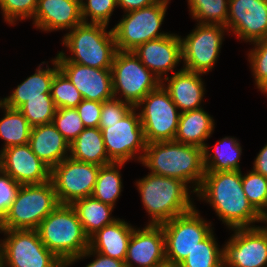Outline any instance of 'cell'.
<instances>
[{
  "mask_svg": "<svg viewBox=\"0 0 267 267\" xmlns=\"http://www.w3.org/2000/svg\"><path fill=\"white\" fill-rule=\"evenodd\" d=\"M196 197L213 207L229 230L256 227L262 216L252 207L242 187V171L205 172Z\"/></svg>",
  "mask_w": 267,
  "mask_h": 267,
  "instance_id": "1",
  "label": "cell"
},
{
  "mask_svg": "<svg viewBox=\"0 0 267 267\" xmlns=\"http://www.w3.org/2000/svg\"><path fill=\"white\" fill-rule=\"evenodd\" d=\"M150 173L176 178L193 188L196 193L204 178L203 148L176 141H161L146 144L140 161Z\"/></svg>",
  "mask_w": 267,
  "mask_h": 267,
  "instance_id": "2",
  "label": "cell"
},
{
  "mask_svg": "<svg viewBox=\"0 0 267 267\" xmlns=\"http://www.w3.org/2000/svg\"><path fill=\"white\" fill-rule=\"evenodd\" d=\"M135 184L151 218L147 224L161 225L195 208L189 195L192 187L181 180L149 173Z\"/></svg>",
  "mask_w": 267,
  "mask_h": 267,
  "instance_id": "3",
  "label": "cell"
},
{
  "mask_svg": "<svg viewBox=\"0 0 267 267\" xmlns=\"http://www.w3.org/2000/svg\"><path fill=\"white\" fill-rule=\"evenodd\" d=\"M107 25L82 23L63 36V46L71 56L59 51L57 61H70L97 69H111L117 47L112 29Z\"/></svg>",
  "mask_w": 267,
  "mask_h": 267,
  "instance_id": "4",
  "label": "cell"
},
{
  "mask_svg": "<svg viewBox=\"0 0 267 267\" xmlns=\"http://www.w3.org/2000/svg\"><path fill=\"white\" fill-rule=\"evenodd\" d=\"M36 230L47 249L64 263L89 248V237L69 204H59Z\"/></svg>",
  "mask_w": 267,
  "mask_h": 267,
  "instance_id": "5",
  "label": "cell"
},
{
  "mask_svg": "<svg viewBox=\"0 0 267 267\" xmlns=\"http://www.w3.org/2000/svg\"><path fill=\"white\" fill-rule=\"evenodd\" d=\"M59 204L51 180L21 185L8 212L0 220V230H36Z\"/></svg>",
  "mask_w": 267,
  "mask_h": 267,
  "instance_id": "6",
  "label": "cell"
},
{
  "mask_svg": "<svg viewBox=\"0 0 267 267\" xmlns=\"http://www.w3.org/2000/svg\"><path fill=\"white\" fill-rule=\"evenodd\" d=\"M169 0H159L148 7L124 13L113 28L118 51H133L145 42L162 38L170 32H160Z\"/></svg>",
  "mask_w": 267,
  "mask_h": 267,
  "instance_id": "7",
  "label": "cell"
},
{
  "mask_svg": "<svg viewBox=\"0 0 267 267\" xmlns=\"http://www.w3.org/2000/svg\"><path fill=\"white\" fill-rule=\"evenodd\" d=\"M135 108L137 111L141 108L138 114L147 144L174 141L181 112L162 84L150 91Z\"/></svg>",
  "mask_w": 267,
  "mask_h": 267,
  "instance_id": "8",
  "label": "cell"
},
{
  "mask_svg": "<svg viewBox=\"0 0 267 267\" xmlns=\"http://www.w3.org/2000/svg\"><path fill=\"white\" fill-rule=\"evenodd\" d=\"M111 75L114 97L127 102L132 107H135L150 91L155 90L161 84L160 80L140 62L133 51L116 52Z\"/></svg>",
  "mask_w": 267,
  "mask_h": 267,
  "instance_id": "9",
  "label": "cell"
},
{
  "mask_svg": "<svg viewBox=\"0 0 267 267\" xmlns=\"http://www.w3.org/2000/svg\"><path fill=\"white\" fill-rule=\"evenodd\" d=\"M165 236L166 262L178 266L212 231V223L196 207L161 224Z\"/></svg>",
  "mask_w": 267,
  "mask_h": 267,
  "instance_id": "10",
  "label": "cell"
},
{
  "mask_svg": "<svg viewBox=\"0 0 267 267\" xmlns=\"http://www.w3.org/2000/svg\"><path fill=\"white\" fill-rule=\"evenodd\" d=\"M3 267H65L40 240L37 230H0Z\"/></svg>",
  "mask_w": 267,
  "mask_h": 267,
  "instance_id": "11",
  "label": "cell"
},
{
  "mask_svg": "<svg viewBox=\"0 0 267 267\" xmlns=\"http://www.w3.org/2000/svg\"><path fill=\"white\" fill-rule=\"evenodd\" d=\"M225 26L199 24L185 38H181L183 68L187 71L207 74L219 58Z\"/></svg>",
  "mask_w": 267,
  "mask_h": 267,
  "instance_id": "12",
  "label": "cell"
},
{
  "mask_svg": "<svg viewBox=\"0 0 267 267\" xmlns=\"http://www.w3.org/2000/svg\"><path fill=\"white\" fill-rule=\"evenodd\" d=\"M100 129L102 130L106 152L113 162L126 163L133 158H137L139 162L141 161L147 143L135 107L120 122L107 124V128Z\"/></svg>",
  "mask_w": 267,
  "mask_h": 267,
  "instance_id": "13",
  "label": "cell"
},
{
  "mask_svg": "<svg viewBox=\"0 0 267 267\" xmlns=\"http://www.w3.org/2000/svg\"><path fill=\"white\" fill-rule=\"evenodd\" d=\"M100 166L65 158L51 169L57 199L60 204L92 196Z\"/></svg>",
  "mask_w": 267,
  "mask_h": 267,
  "instance_id": "14",
  "label": "cell"
},
{
  "mask_svg": "<svg viewBox=\"0 0 267 267\" xmlns=\"http://www.w3.org/2000/svg\"><path fill=\"white\" fill-rule=\"evenodd\" d=\"M224 244L223 267H267V233L261 226L232 229Z\"/></svg>",
  "mask_w": 267,
  "mask_h": 267,
  "instance_id": "15",
  "label": "cell"
},
{
  "mask_svg": "<svg viewBox=\"0 0 267 267\" xmlns=\"http://www.w3.org/2000/svg\"><path fill=\"white\" fill-rule=\"evenodd\" d=\"M226 28L245 42L267 37V0H229Z\"/></svg>",
  "mask_w": 267,
  "mask_h": 267,
  "instance_id": "16",
  "label": "cell"
},
{
  "mask_svg": "<svg viewBox=\"0 0 267 267\" xmlns=\"http://www.w3.org/2000/svg\"><path fill=\"white\" fill-rule=\"evenodd\" d=\"M126 267H163L166 262L165 236L161 225L134 227L125 258Z\"/></svg>",
  "mask_w": 267,
  "mask_h": 267,
  "instance_id": "17",
  "label": "cell"
},
{
  "mask_svg": "<svg viewBox=\"0 0 267 267\" xmlns=\"http://www.w3.org/2000/svg\"><path fill=\"white\" fill-rule=\"evenodd\" d=\"M2 171L20 185L43 184L51 180V168L33 153L29 144L2 150Z\"/></svg>",
  "mask_w": 267,
  "mask_h": 267,
  "instance_id": "18",
  "label": "cell"
},
{
  "mask_svg": "<svg viewBox=\"0 0 267 267\" xmlns=\"http://www.w3.org/2000/svg\"><path fill=\"white\" fill-rule=\"evenodd\" d=\"M133 52L160 82L168 77L169 71L176 73L174 69L182 60L180 36L173 33L145 42Z\"/></svg>",
  "mask_w": 267,
  "mask_h": 267,
  "instance_id": "19",
  "label": "cell"
},
{
  "mask_svg": "<svg viewBox=\"0 0 267 267\" xmlns=\"http://www.w3.org/2000/svg\"><path fill=\"white\" fill-rule=\"evenodd\" d=\"M85 100L104 102L114 97L111 69H97L70 61H57Z\"/></svg>",
  "mask_w": 267,
  "mask_h": 267,
  "instance_id": "20",
  "label": "cell"
},
{
  "mask_svg": "<svg viewBox=\"0 0 267 267\" xmlns=\"http://www.w3.org/2000/svg\"><path fill=\"white\" fill-rule=\"evenodd\" d=\"M83 23L80 0H38L33 24L46 32L72 30Z\"/></svg>",
  "mask_w": 267,
  "mask_h": 267,
  "instance_id": "21",
  "label": "cell"
},
{
  "mask_svg": "<svg viewBox=\"0 0 267 267\" xmlns=\"http://www.w3.org/2000/svg\"><path fill=\"white\" fill-rule=\"evenodd\" d=\"M201 76L181 68L161 82L181 113L202 107L205 86Z\"/></svg>",
  "mask_w": 267,
  "mask_h": 267,
  "instance_id": "22",
  "label": "cell"
},
{
  "mask_svg": "<svg viewBox=\"0 0 267 267\" xmlns=\"http://www.w3.org/2000/svg\"><path fill=\"white\" fill-rule=\"evenodd\" d=\"M28 144L51 169L69 157L70 144L52 123L32 127Z\"/></svg>",
  "mask_w": 267,
  "mask_h": 267,
  "instance_id": "23",
  "label": "cell"
},
{
  "mask_svg": "<svg viewBox=\"0 0 267 267\" xmlns=\"http://www.w3.org/2000/svg\"><path fill=\"white\" fill-rule=\"evenodd\" d=\"M50 61L53 68L49 67L48 64L46 68L41 67L47 63L45 61L40 63L33 75L17 85L9 96L0 98V101L7 107L18 109L29 98H52L51 85L55 73L59 70V65L56 58Z\"/></svg>",
  "mask_w": 267,
  "mask_h": 267,
  "instance_id": "24",
  "label": "cell"
},
{
  "mask_svg": "<svg viewBox=\"0 0 267 267\" xmlns=\"http://www.w3.org/2000/svg\"><path fill=\"white\" fill-rule=\"evenodd\" d=\"M134 228L123 219L104 226L89 238V247L104 256L125 261Z\"/></svg>",
  "mask_w": 267,
  "mask_h": 267,
  "instance_id": "25",
  "label": "cell"
},
{
  "mask_svg": "<svg viewBox=\"0 0 267 267\" xmlns=\"http://www.w3.org/2000/svg\"><path fill=\"white\" fill-rule=\"evenodd\" d=\"M215 122L203 107L182 112L174 141L204 148L214 132Z\"/></svg>",
  "mask_w": 267,
  "mask_h": 267,
  "instance_id": "26",
  "label": "cell"
},
{
  "mask_svg": "<svg viewBox=\"0 0 267 267\" xmlns=\"http://www.w3.org/2000/svg\"><path fill=\"white\" fill-rule=\"evenodd\" d=\"M69 157L85 163L104 166L113 161L108 157L99 127L85 128L70 144Z\"/></svg>",
  "mask_w": 267,
  "mask_h": 267,
  "instance_id": "27",
  "label": "cell"
},
{
  "mask_svg": "<svg viewBox=\"0 0 267 267\" xmlns=\"http://www.w3.org/2000/svg\"><path fill=\"white\" fill-rule=\"evenodd\" d=\"M211 153L208 144L203 148L205 172L241 171L239 161L242 147L234 137H224L214 146Z\"/></svg>",
  "mask_w": 267,
  "mask_h": 267,
  "instance_id": "28",
  "label": "cell"
},
{
  "mask_svg": "<svg viewBox=\"0 0 267 267\" xmlns=\"http://www.w3.org/2000/svg\"><path fill=\"white\" fill-rule=\"evenodd\" d=\"M71 206L76 211L83 230L89 238L104 226L118 219L111 216L114 207L92 196L78 199Z\"/></svg>",
  "mask_w": 267,
  "mask_h": 267,
  "instance_id": "29",
  "label": "cell"
},
{
  "mask_svg": "<svg viewBox=\"0 0 267 267\" xmlns=\"http://www.w3.org/2000/svg\"><path fill=\"white\" fill-rule=\"evenodd\" d=\"M4 116L0 119V138L4 140L1 148L5 150L12 146L29 143L32 126L18 109L7 107L0 101Z\"/></svg>",
  "mask_w": 267,
  "mask_h": 267,
  "instance_id": "30",
  "label": "cell"
},
{
  "mask_svg": "<svg viewBox=\"0 0 267 267\" xmlns=\"http://www.w3.org/2000/svg\"><path fill=\"white\" fill-rule=\"evenodd\" d=\"M124 164V162H112L110 164L100 166L96 184L92 193L93 198L115 207L114 205L121 195L123 186L119 170Z\"/></svg>",
  "mask_w": 267,
  "mask_h": 267,
  "instance_id": "31",
  "label": "cell"
},
{
  "mask_svg": "<svg viewBox=\"0 0 267 267\" xmlns=\"http://www.w3.org/2000/svg\"><path fill=\"white\" fill-rule=\"evenodd\" d=\"M213 233L199 242L178 267H223V248H219Z\"/></svg>",
  "mask_w": 267,
  "mask_h": 267,
  "instance_id": "32",
  "label": "cell"
},
{
  "mask_svg": "<svg viewBox=\"0 0 267 267\" xmlns=\"http://www.w3.org/2000/svg\"><path fill=\"white\" fill-rule=\"evenodd\" d=\"M192 18L199 24L226 27L229 0H187Z\"/></svg>",
  "mask_w": 267,
  "mask_h": 267,
  "instance_id": "33",
  "label": "cell"
},
{
  "mask_svg": "<svg viewBox=\"0 0 267 267\" xmlns=\"http://www.w3.org/2000/svg\"><path fill=\"white\" fill-rule=\"evenodd\" d=\"M50 94L56 109L76 108L83 100L81 93L60 69L54 75Z\"/></svg>",
  "mask_w": 267,
  "mask_h": 267,
  "instance_id": "34",
  "label": "cell"
},
{
  "mask_svg": "<svg viewBox=\"0 0 267 267\" xmlns=\"http://www.w3.org/2000/svg\"><path fill=\"white\" fill-rule=\"evenodd\" d=\"M242 187L249 203L262 216L267 211V178L251 170L242 174Z\"/></svg>",
  "mask_w": 267,
  "mask_h": 267,
  "instance_id": "35",
  "label": "cell"
},
{
  "mask_svg": "<svg viewBox=\"0 0 267 267\" xmlns=\"http://www.w3.org/2000/svg\"><path fill=\"white\" fill-rule=\"evenodd\" d=\"M18 110L29 124L34 127L52 123L56 107L52 98H29Z\"/></svg>",
  "mask_w": 267,
  "mask_h": 267,
  "instance_id": "36",
  "label": "cell"
},
{
  "mask_svg": "<svg viewBox=\"0 0 267 267\" xmlns=\"http://www.w3.org/2000/svg\"><path fill=\"white\" fill-rule=\"evenodd\" d=\"M248 53V60L252 69L257 88L267 95V37L258 40Z\"/></svg>",
  "mask_w": 267,
  "mask_h": 267,
  "instance_id": "37",
  "label": "cell"
},
{
  "mask_svg": "<svg viewBox=\"0 0 267 267\" xmlns=\"http://www.w3.org/2000/svg\"><path fill=\"white\" fill-rule=\"evenodd\" d=\"M52 124L69 144L85 129L76 108L56 109Z\"/></svg>",
  "mask_w": 267,
  "mask_h": 267,
  "instance_id": "38",
  "label": "cell"
},
{
  "mask_svg": "<svg viewBox=\"0 0 267 267\" xmlns=\"http://www.w3.org/2000/svg\"><path fill=\"white\" fill-rule=\"evenodd\" d=\"M83 23L109 24L113 11L118 7L117 0H80ZM88 17L91 20L88 21Z\"/></svg>",
  "mask_w": 267,
  "mask_h": 267,
  "instance_id": "39",
  "label": "cell"
},
{
  "mask_svg": "<svg viewBox=\"0 0 267 267\" xmlns=\"http://www.w3.org/2000/svg\"><path fill=\"white\" fill-rule=\"evenodd\" d=\"M38 0H0V9L4 21L15 25L17 20L33 19Z\"/></svg>",
  "mask_w": 267,
  "mask_h": 267,
  "instance_id": "40",
  "label": "cell"
},
{
  "mask_svg": "<svg viewBox=\"0 0 267 267\" xmlns=\"http://www.w3.org/2000/svg\"><path fill=\"white\" fill-rule=\"evenodd\" d=\"M132 108L130 104L116 97L105 100L102 102L99 128H107V124L120 122Z\"/></svg>",
  "mask_w": 267,
  "mask_h": 267,
  "instance_id": "41",
  "label": "cell"
},
{
  "mask_svg": "<svg viewBox=\"0 0 267 267\" xmlns=\"http://www.w3.org/2000/svg\"><path fill=\"white\" fill-rule=\"evenodd\" d=\"M20 186L7 173L0 172V220L8 212Z\"/></svg>",
  "mask_w": 267,
  "mask_h": 267,
  "instance_id": "42",
  "label": "cell"
},
{
  "mask_svg": "<svg viewBox=\"0 0 267 267\" xmlns=\"http://www.w3.org/2000/svg\"><path fill=\"white\" fill-rule=\"evenodd\" d=\"M76 109L85 128L99 127L102 102L83 99Z\"/></svg>",
  "mask_w": 267,
  "mask_h": 267,
  "instance_id": "43",
  "label": "cell"
},
{
  "mask_svg": "<svg viewBox=\"0 0 267 267\" xmlns=\"http://www.w3.org/2000/svg\"><path fill=\"white\" fill-rule=\"evenodd\" d=\"M95 257L92 262L85 267H126L125 261L117 260L111 257L104 256L96 251H93L90 247L80 256L71 258L65 263V267L73 265L76 261L83 259L84 257Z\"/></svg>",
  "mask_w": 267,
  "mask_h": 267,
  "instance_id": "44",
  "label": "cell"
},
{
  "mask_svg": "<svg viewBox=\"0 0 267 267\" xmlns=\"http://www.w3.org/2000/svg\"><path fill=\"white\" fill-rule=\"evenodd\" d=\"M159 0H117L118 7L123 9L124 13L148 7Z\"/></svg>",
  "mask_w": 267,
  "mask_h": 267,
  "instance_id": "45",
  "label": "cell"
},
{
  "mask_svg": "<svg viewBox=\"0 0 267 267\" xmlns=\"http://www.w3.org/2000/svg\"><path fill=\"white\" fill-rule=\"evenodd\" d=\"M252 170L267 178V144L257 154Z\"/></svg>",
  "mask_w": 267,
  "mask_h": 267,
  "instance_id": "46",
  "label": "cell"
},
{
  "mask_svg": "<svg viewBox=\"0 0 267 267\" xmlns=\"http://www.w3.org/2000/svg\"><path fill=\"white\" fill-rule=\"evenodd\" d=\"M0 267H3L2 239L0 240Z\"/></svg>",
  "mask_w": 267,
  "mask_h": 267,
  "instance_id": "47",
  "label": "cell"
},
{
  "mask_svg": "<svg viewBox=\"0 0 267 267\" xmlns=\"http://www.w3.org/2000/svg\"><path fill=\"white\" fill-rule=\"evenodd\" d=\"M261 223H267V211L262 215Z\"/></svg>",
  "mask_w": 267,
  "mask_h": 267,
  "instance_id": "48",
  "label": "cell"
},
{
  "mask_svg": "<svg viewBox=\"0 0 267 267\" xmlns=\"http://www.w3.org/2000/svg\"><path fill=\"white\" fill-rule=\"evenodd\" d=\"M2 171V151L0 150V172Z\"/></svg>",
  "mask_w": 267,
  "mask_h": 267,
  "instance_id": "49",
  "label": "cell"
},
{
  "mask_svg": "<svg viewBox=\"0 0 267 267\" xmlns=\"http://www.w3.org/2000/svg\"><path fill=\"white\" fill-rule=\"evenodd\" d=\"M264 224H267V223H264ZM264 230H265V232L267 233V225L266 226H261Z\"/></svg>",
  "mask_w": 267,
  "mask_h": 267,
  "instance_id": "50",
  "label": "cell"
},
{
  "mask_svg": "<svg viewBox=\"0 0 267 267\" xmlns=\"http://www.w3.org/2000/svg\"><path fill=\"white\" fill-rule=\"evenodd\" d=\"M163 267H178V266H170V265H165Z\"/></svg>",
  "mask_w": 267,
  "mask_h": 267,
  "instance_id": "51",
  "label": "cell"
}]
</instances>
